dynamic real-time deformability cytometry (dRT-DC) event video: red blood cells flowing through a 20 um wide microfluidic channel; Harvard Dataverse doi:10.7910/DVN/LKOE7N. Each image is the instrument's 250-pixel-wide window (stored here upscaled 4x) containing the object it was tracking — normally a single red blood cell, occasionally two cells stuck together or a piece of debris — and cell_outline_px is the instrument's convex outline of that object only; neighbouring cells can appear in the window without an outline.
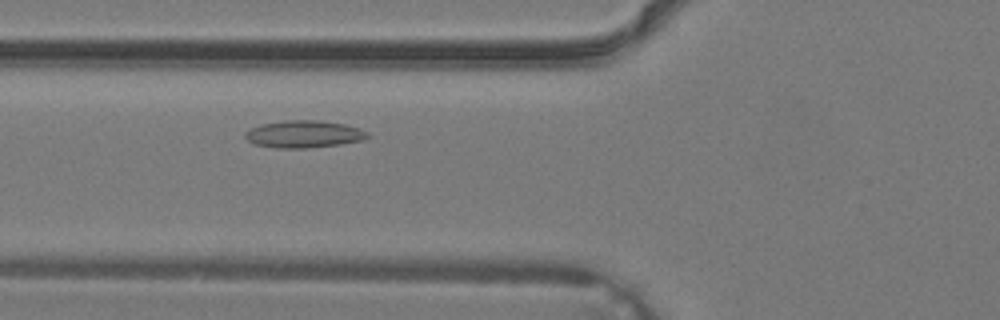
{"species": "common noctule bat (a hibernating species)", "species_latin": "Nyctalus noctula", "temperature_condition": "warm", "stored_images_in_passage": 33, "camera_frame_rate_fps": 3000, "um_per_image_px": 0.085, "animal": {"sex": "male", "body_mass_g": 19.2, "forearm_length_mm": 51.8}, "frame": {"image": 1, "passage_image": 10, "time_ms": 3.0, "image_size_px": [1000, 320], "cell_outline_px": [[368, 136], [364, 140], [340, 144], [304, 148], [280, 148], [256, 144], [248, 140], [244, 136], [244, 132], [248, 128], [260, 124], [284, 120], [320, 120], [344, 124], [368, 132]], "centroid_in_image_um": [25.78, 11.39], "position_along_channel_um": 100.0, "area_um2": 19.36}}
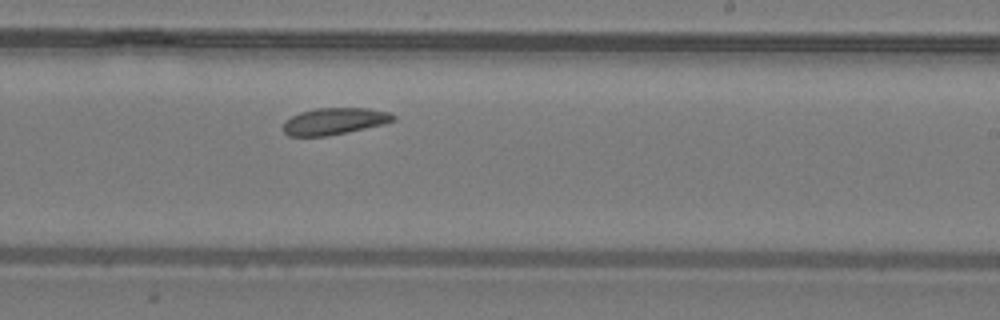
{"frame": {"image": 2, "passage_image": 19, "time_ms": 6.0, "image_size_px": [1000, 320], "cell_outline_px": [[396, 120], [384, 124], [324, 136], [288, 136], [284, 132], [284, 120], [300, 112], [316, 108], [368, 108], [388, 112], [396, 116]], "centroid_in_image_um": [28.42, 10.29], "position_along_channel_um": 260.6, "area_um2": 16.99}}
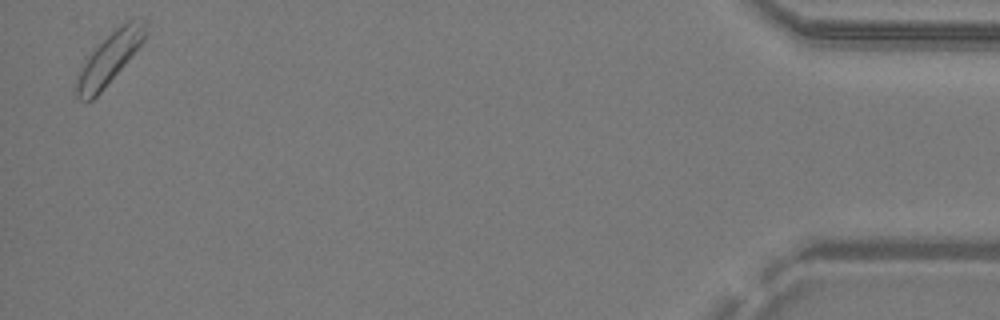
{"frame": {"image": 3, "passage_image": 33, "time_ms": 10.667, "image_size_px": [1000, 320], "cell_outline_px": [[148, 24], [144, 40], [124, 64], [100, 92], [92, 100], [84, 104], [76, 96], [72, 88], [80, 68], [88, 56], [116, 28], [128, 20], [148, 20]], "centroid_in_image_um": [9.23, 5.02], "position_along_channel_um": 426.0, "area_um2": 20.29}}